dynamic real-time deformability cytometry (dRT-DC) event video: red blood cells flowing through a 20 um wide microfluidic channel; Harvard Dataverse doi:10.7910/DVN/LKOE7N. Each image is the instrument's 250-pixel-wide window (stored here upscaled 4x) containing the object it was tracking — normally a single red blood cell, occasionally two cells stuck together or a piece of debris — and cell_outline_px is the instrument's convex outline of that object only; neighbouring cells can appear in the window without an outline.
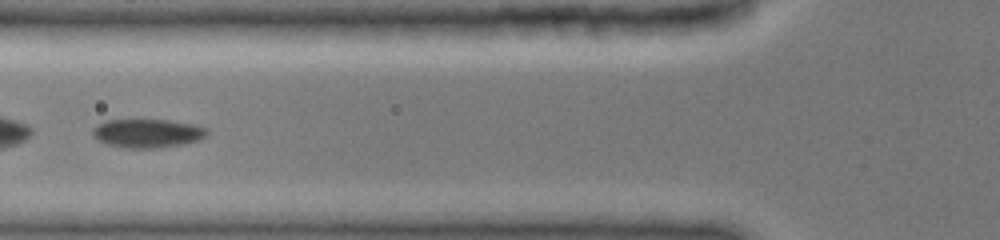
{"species": "common noctule bat (a hibernating species)", "species_latin": "Nyctalus noctula", "temperature_condition": "cold", "stored_images_in_passage": 6, "camera_frame_rate_fps": 3000, "um_per_image_px": 0.085, "animal": {"sex": "female", "body_mass_g": 19.0, "forearm_length_mm": 51.5}, "frame": {"image": 1, "passage_image": 4, "time_ms": 2.0, "image_size_px": [1000, 240], "cell_outline_px": [[208, 136], [200, 140], [184, 144], [160, 148], [124, 148], [108, 144], [96, 140], [92, 136], [92, 128], [108, 120], [168, 120], [192, 124], [204, 128], [208, 132]], "centroid_in_image_um": [12.53, 11.34], "position_along_channel_um": 113.3, "area_um2": 19.19}}
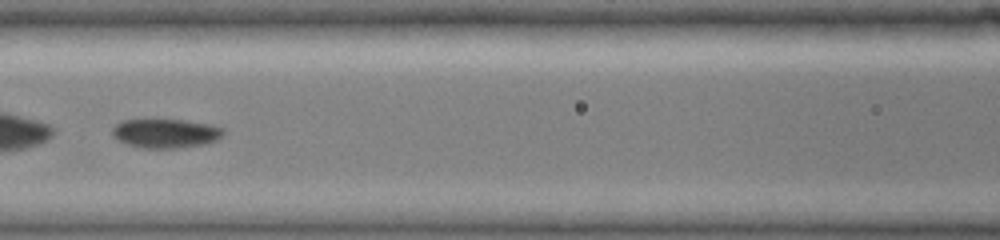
{"frame": {"image": 2, "passage_image": 5, "time_ms": 3.0, "image_size_px": [1000, 240], "cell_outline_px": [[224, 132], [216, 140], [204, 144], [176, 148], [140, 148], [124, 144], [112, 136], [112, 128], [116, 124], [124, 120], [184, 120], [212, 124], [224, 128]], "centroid_in_image_um": [14.05, 11.34], "position_along_channel_um": 152.5, "area_um2": 18.9}}